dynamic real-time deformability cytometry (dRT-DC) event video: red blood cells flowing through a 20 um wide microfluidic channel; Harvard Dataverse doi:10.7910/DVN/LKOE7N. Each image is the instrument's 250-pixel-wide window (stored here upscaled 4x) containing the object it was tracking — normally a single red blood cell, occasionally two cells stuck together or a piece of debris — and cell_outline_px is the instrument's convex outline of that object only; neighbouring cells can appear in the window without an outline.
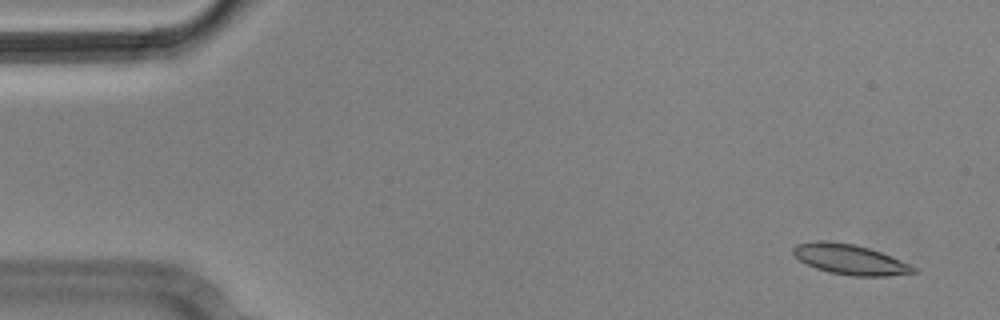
{"species": "Egyptian fruit bat (a non-hibernating species)", "species_latin": "Rousettus aegyptiacus", "temperature_condition": "cold", "stored_images_in_passage": 6, "camera_frame_rate_fps": 3000, "um_per_image_px": 0.085, "animal": {"sex": "male"}, "frame": {"image": 1, "passage_image": 1, "time_ms": 0.0, "image_size_px": [1000, 320], "cell_outline_px": [[920, 272], [888, 276], [852, 276], [828, 272], [816, 268], [800, 260], [792, 252], [792, 248], [796, 244], [820, 240], [824, 240], [852, 244], [868, 248], [880, 252], [908, 264], [916, 268]], "centroid_in_image_um": [72.23, 22.06], "position_along_channel_um": 12.8, "area_um2": 20.92}}
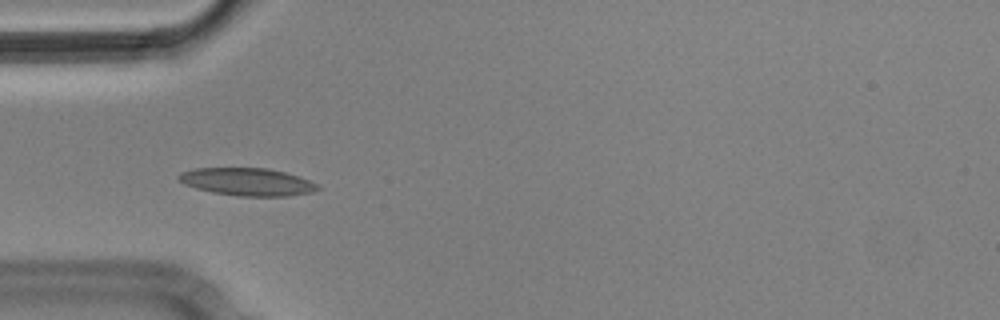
{"frame": {"image": 2, "passage_image": 5, "time_ms": 1.333, "image_size_px": [1000, 320], "cell_outline_px": [[320, 188], [312, 192], [288, 196], [240, 196], [212, 192], [196, 188], [184, 184], [176, 180], [176, 176], [180, 172], [192, 168], [268, 168], [284, 172], [320, 184]], "centroid_in_image_um": [20.97, 15.45], "position_along_channel_um": 64.0, "area_um2": 22.48}}